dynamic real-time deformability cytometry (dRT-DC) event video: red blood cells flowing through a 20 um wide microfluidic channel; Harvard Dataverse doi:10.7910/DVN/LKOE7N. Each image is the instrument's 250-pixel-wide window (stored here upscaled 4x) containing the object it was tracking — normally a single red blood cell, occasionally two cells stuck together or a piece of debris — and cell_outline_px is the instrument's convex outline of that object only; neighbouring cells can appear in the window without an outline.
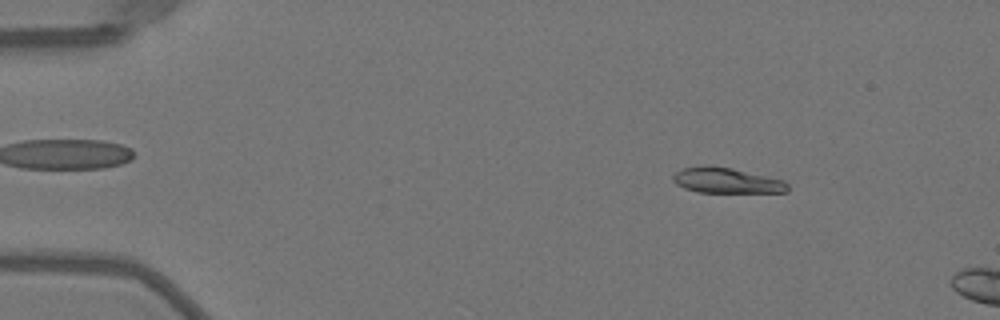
{"species": "Egyptian fruit bat (a non-hibernating species)", "species_latin": "Rousettus aegyptiacus", "temperature_condition": "warm", "stored_images_in_passage": 10, "camera_frame_rate_fps": 3000, "um_per_image_px": 0.085, "animal": {"sex": "female"}, "frame": {"image": 1, "passage_image": 7, "time_ms": 2.0, "image_size_px": [1000, 320], "cell_outline_px": [[788, 192], [696, 192], [684, 188], [676, 184], [672, 180], [672, 176], [676, 172], [684, 168], [708, 164], [732, 168], [784, 180], [788, 184]], "centroid_in_image_um": [61.73, 15.33], "position_along_channel_um": 23.3, "area_um2": 17.05}}